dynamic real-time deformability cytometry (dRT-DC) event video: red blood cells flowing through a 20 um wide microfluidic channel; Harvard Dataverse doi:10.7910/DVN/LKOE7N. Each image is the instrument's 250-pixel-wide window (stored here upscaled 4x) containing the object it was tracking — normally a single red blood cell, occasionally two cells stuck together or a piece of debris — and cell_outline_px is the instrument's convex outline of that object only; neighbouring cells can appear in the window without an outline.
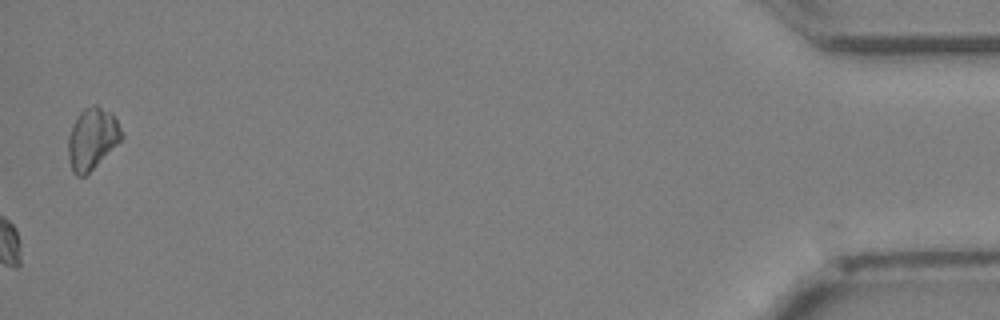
{"species": "Egyptian fruit bat (a non-hibernating species)", "species_latin": "Rousettus aegyptiacus", "temperature_condition": "cold", "stored_images_in_passage": 30, "camera_frame_rate_fps": 3000, "um_per_image_px": 0.085, "animal": {"sex": "female"}, "frame": {"image": 1, "passage_image": 30, "time_ms": 9.667, "image_size_px": [1000, 320], "cell_outline_px": [[124, 136], [84, 176], [76, 176], [72, 172], [68, 160], [68, 136], [80, 112], [84, 108], [96, 104], [112, 112]], "centroid_in_image_um": [7.81, 11.77], "position_along_channel_um": 427.4, "area_um2": 18.73}}